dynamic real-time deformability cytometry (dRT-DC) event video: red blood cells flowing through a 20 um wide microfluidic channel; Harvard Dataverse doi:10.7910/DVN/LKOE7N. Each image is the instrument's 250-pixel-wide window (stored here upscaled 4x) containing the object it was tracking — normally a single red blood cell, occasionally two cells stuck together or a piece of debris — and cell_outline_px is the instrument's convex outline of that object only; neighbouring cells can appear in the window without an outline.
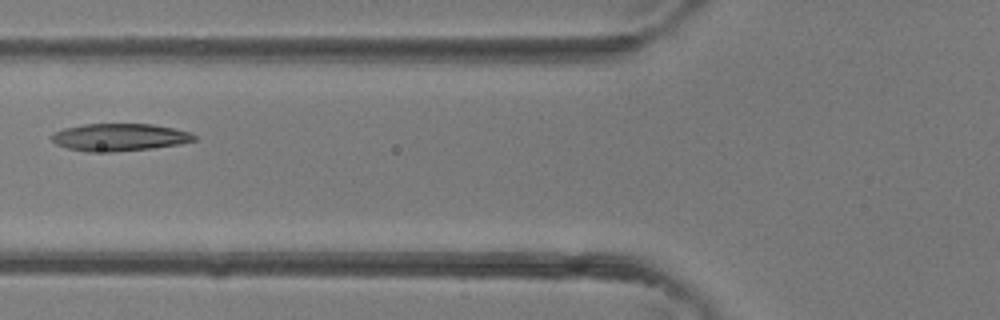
{"species": "common noctule bat (a hibernating species)", "species_latin": "Nyctalus noctula", "temperature_condition": "room temperature", "stored_images_in_passage": 4, "camera_frame_rate_fps": 3000, "um_per_image_px": 0.085, "animal": {"sex": "female"}, "frame": {"image": 1, "passage_image": 4, "time_ms": 1.0, "image_size_px": [1000, 320], "cell_outline_px": [[196, 140], [180, 144], [152, 148], [112, 152], [88, 152], [68, 148], [56, 144], [52, 140], [52, 132], [64, 128], [84, 124], [152, 124], [192, 132], [196, 136]], "centroid_in_image_um": [10.16, 11.66], "position_along_channel_um": 115.6, "area_um2": 22.83}}